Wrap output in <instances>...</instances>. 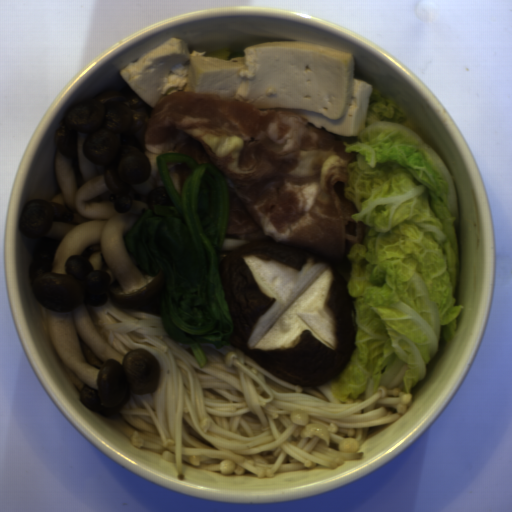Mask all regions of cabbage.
I'll return each mask as SVG.
<instances>
[{"label":"cabbage","mask_w":512,"mask_h":512,"mask_svg":"<svg viewBox=\"0 0 512 512\" xmlns=\"http://www.w3.org/2000/svg\"><path fill=\"white\" fill-rule=\"evenodd\" d=\"M341 138L351 156L344 194L365 233L339 269L356 342L329 386L341 402L381 386L411 393L460 327L458 194L446 163L379 89L360 135Z\"/></svg>","instance_id":"cabbage-1"}]
</instances>
